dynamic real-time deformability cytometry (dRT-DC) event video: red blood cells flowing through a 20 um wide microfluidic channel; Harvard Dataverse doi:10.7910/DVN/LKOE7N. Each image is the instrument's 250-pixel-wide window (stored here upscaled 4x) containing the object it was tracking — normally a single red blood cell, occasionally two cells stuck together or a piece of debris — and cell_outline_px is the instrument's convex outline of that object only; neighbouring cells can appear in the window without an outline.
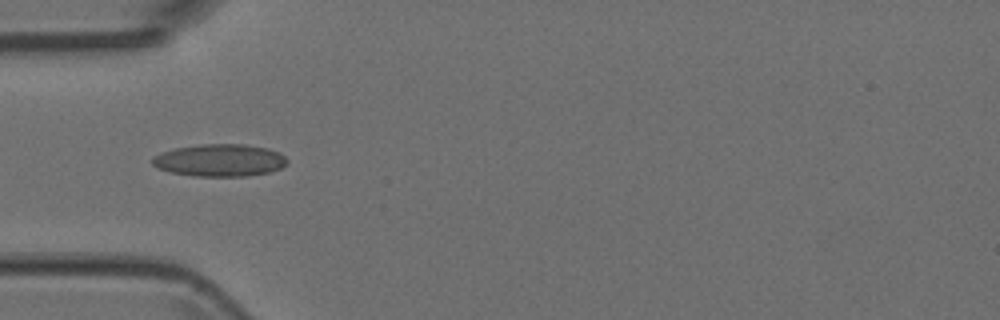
{"species": "Egyptian fruit bat (a non-hibernating species)", "species_latin": "Rousettus aegyptiacus", "temperature_condition": "room temperature", "stored_images_in_passage": 7, "camera_frame_rate_fps": 3000, "um_per_image_px": 0.085, "animal": {"sex": "female"}, "frame": {"image": 1, "passage_image": 4, "time_ms": 1.0, "image_size_px": [1000, 320], "cell_outline_px": [[288, 164], [280, 168], [268, 172], [244, 176], [192, 176], [172, 172], [156, 168], [152, 164], [152, 156], [160, 152], [176, 148], [204, 144], [244, 144], [268, 148], [280, 152], [288, 160]], "centroid_in_image_um": [18.67, 13.62], "position_along_channel_um": 66.3, "area_um2": 25.49}}
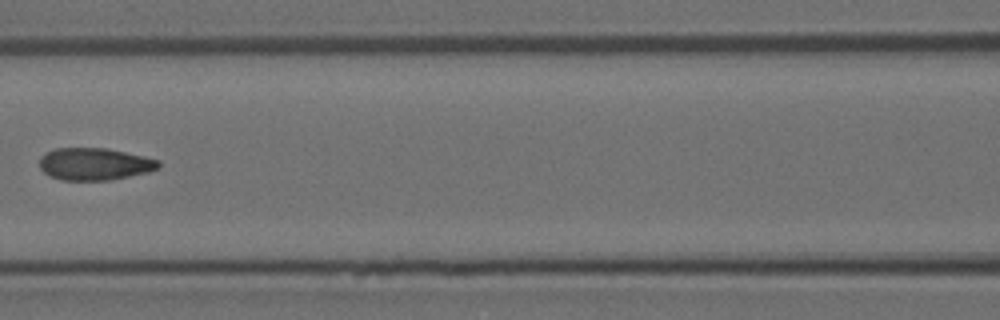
{"frame": {"image": 2, "passage_image": 6, "time_ms": 1.667, "image_size_px": [1000, 320], "cell_outline_px": [[160, 164], [156, 168], [148, 172], [108, 180], [60, 180], [48, 176], [40, 168], [40, 156], [56, 148], [108, 148], [144, 156], [160, 160]], "centroid_in_image_um": [8.01, 13.94], "position_along_channel_um": 158.6, "area_um2": 22.31}}
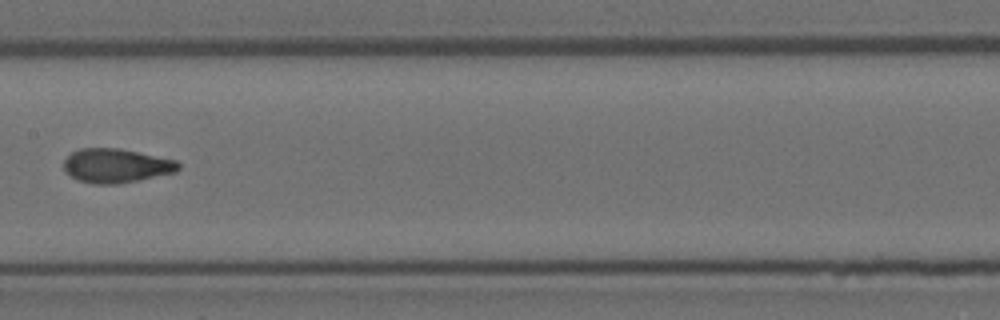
{"frame": {"image": 3, "passage_image": 7, "time_ms": 2.0, "image_size_px": [1000, 320], "cell_outline_px": [[180, 168], [176, 172], [116, 184], [96, 184], [80, 180], [64, 172], [64, 160], [72, 152], [80, 148], [120, 148], [176, 160], [180, 164]], "centroid_in_image_um": [9.87, 14.07], "position_along_channel_um": 197.5, "area_um2": 22.6}}